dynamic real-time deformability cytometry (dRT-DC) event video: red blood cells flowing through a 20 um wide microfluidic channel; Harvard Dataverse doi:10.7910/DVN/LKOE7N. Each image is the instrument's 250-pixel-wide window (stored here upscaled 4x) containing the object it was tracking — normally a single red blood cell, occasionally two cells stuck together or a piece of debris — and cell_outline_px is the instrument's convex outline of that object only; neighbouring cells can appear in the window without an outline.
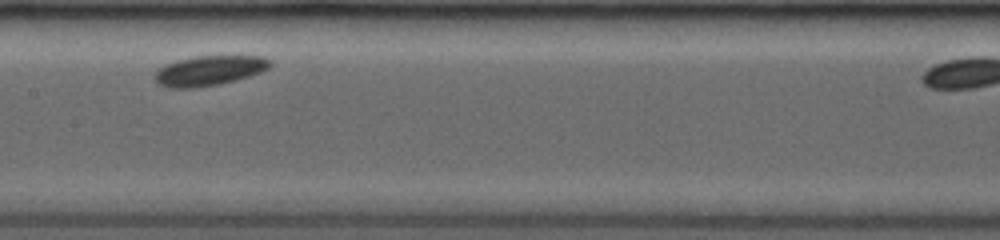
{"species": "common noctule bat (a hibernating species)", "species_latin": "Nyctalus noctula", "temperature_condition": "room temperature", "stored_images_in_passage": 13, "camera_frame_rate_fps": 3500, "um_per_image_px": 0.085, "animal": {"sex": "female", "body_mass_g": 19.0, "forearm_length_mm": 53.3}, "frame": {"image": 1, "passage_image": 10, "time_ms": 3.714, "image_size_px": [1000, 240], "cell_outline_px": [[272, 64], [268, 68], [260, 72], [236, 80], [220, 84], [196, 88], [168, 88], [156, 84], [156, 72], [160, 68], [176, 60], [196, 56], [264, 56], [272, 60]], "centroid_in_image_um": [17.8, 6.01], "position_along_channel_um": 189.6, "area_um2": 20.11}}